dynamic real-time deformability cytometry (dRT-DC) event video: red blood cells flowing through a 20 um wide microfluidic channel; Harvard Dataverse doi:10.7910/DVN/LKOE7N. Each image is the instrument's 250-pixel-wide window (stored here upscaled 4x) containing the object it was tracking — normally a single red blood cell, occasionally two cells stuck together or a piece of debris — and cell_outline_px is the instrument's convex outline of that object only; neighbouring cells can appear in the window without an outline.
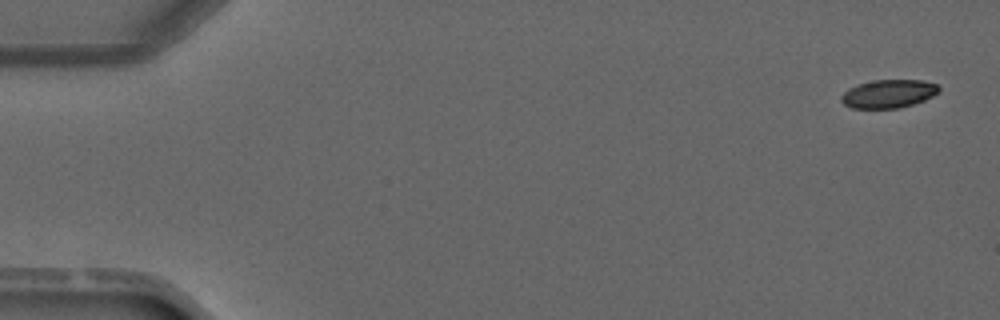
{"species": "common noctule bat (a hibernating species)", "species_latin": "Nyctalus noctula", "temperature_condition": "warm", "stored_images_in_passage": 5, "camera_frame_rate_fps": 3000, "um_per_image_px": 0.085, "animal": {"sex": "male", "forearm_length_mm": 52.5}, "frame": {"image": 1, "passage_image": 1, "time_ms": 0.0, "image_size_px": [1000, 320], "cell_outline_px": [[940, 92], [924, 100], [900, 108], [852, 108], [844, 104], [840, 100], [840, 96], [848, 88], [856, 84], [872, 80], [924, 80], [936, 84], [940, 88]], "centroid_in_image_um": [75.51, 7.96], "position_along_channel_um": 9.5, "area_um2": 16.24}}
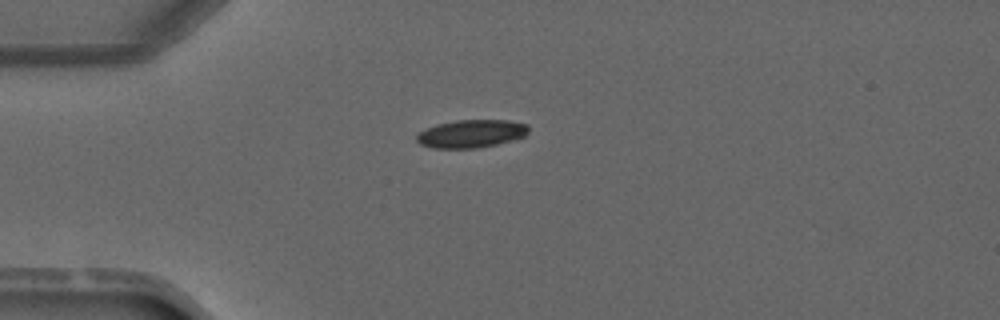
{"frame": {"image": 2, "passage_image": 4, "time_ms": 3.333, "image_size_px": [1000, 320], "cell_outline_px": [[528, 132], [524, 136], [496, 144], [476, 148], [432, 148], [420, 144], [416, 140], [416, 136], [420, 132], [436, 124], [456, 120], [508, 120], [528, 124]], "centroid_in_image_um": [40.04, 11.36], "position_along_channel_um": 45.0, "area_um2": 18.09}}